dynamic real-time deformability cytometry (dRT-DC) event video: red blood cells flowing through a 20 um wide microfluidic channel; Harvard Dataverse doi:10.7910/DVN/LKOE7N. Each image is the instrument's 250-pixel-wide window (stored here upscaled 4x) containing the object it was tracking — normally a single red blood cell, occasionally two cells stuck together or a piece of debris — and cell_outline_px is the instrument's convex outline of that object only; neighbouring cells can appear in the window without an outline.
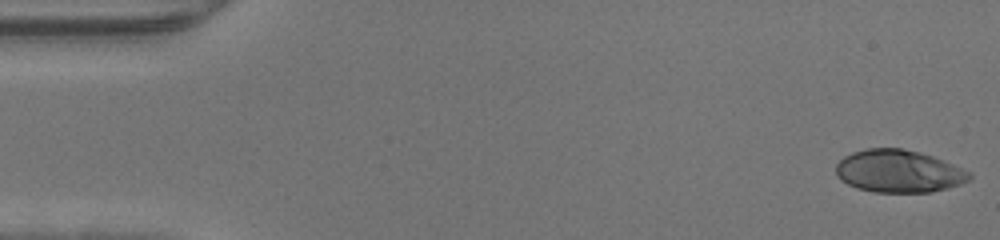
{"species": "human", "species_latin": "Homo sapiens", "temperature_condition": "warm", "stored_images_in_passage": 46, "camera_frame_rate_fps": 3000, "um_per_image_px": 0.085, "donor": {"sex": "male"}, "frame": {"image": 1, "passage_image": 1, "time_ms": 0.0, "image_size_px": [1000, 240], "cell_outline_px": [[972, 176], [968, 180], [960, 184], [948, 188], [928, 192], [872, 192], [856, 188], [840, 180], [836, 176], [836, 164], [844, 156], [852, 152], [868, 148], [900, 148], [920, 152], [932, 156], [952, 164], [968, 172]], "centroid_in_image_um": [76.33, 14.56], "position_along_channel_um": 8.7, "area_um2": 33.0}}
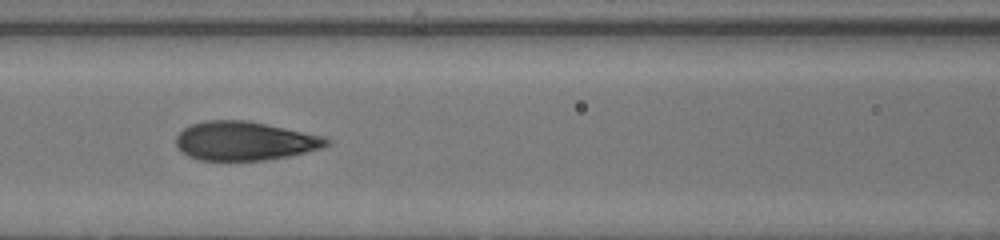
{"frame": {"image": 2, "passage_image": 20, "time_ms": 6.333, "image_size_px": [1000, 240], "cell_outline_px": [[332, 140], [328, 144], [320, 148], [288, 156], [264, 160], [200, 160], [188, 156], [176, 144], [176, 136], [184, 128], [192, 124], [204, 120], [244, 120], [328, 136]], "centroid_in_image_um": [20.82, 11.97], "position_along_channel_um": 145.8, "area_um2": 33.93}}
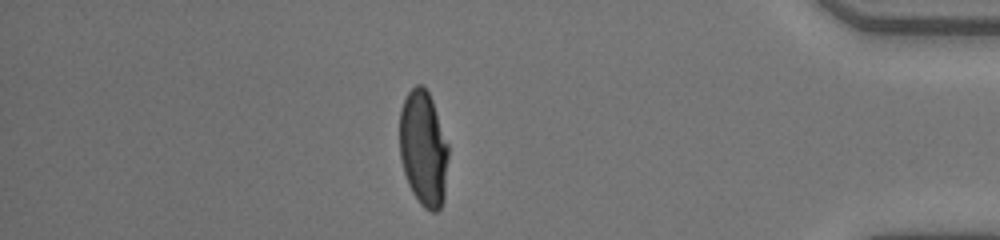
{"frame": {"image": 3, "passage_image": 40, "time_ms": 13.0, "image_size_px": [1000, 240], "cell_outline_px": [[448, 156], [444, 200], [440, 208], [436, 212], [432, 212], [424, 208], [420, 204], [412, 192], [408, 184], [404, 172], [400, 156], [400, 108], [408, 92], [416, 84], [420, 84], [428, 92], [432, 100], [448, 144]], "centroid_in_image_um": [35.99, 12.65], "position_along_channel_um": 399.2, "area_um2": 32.83}}